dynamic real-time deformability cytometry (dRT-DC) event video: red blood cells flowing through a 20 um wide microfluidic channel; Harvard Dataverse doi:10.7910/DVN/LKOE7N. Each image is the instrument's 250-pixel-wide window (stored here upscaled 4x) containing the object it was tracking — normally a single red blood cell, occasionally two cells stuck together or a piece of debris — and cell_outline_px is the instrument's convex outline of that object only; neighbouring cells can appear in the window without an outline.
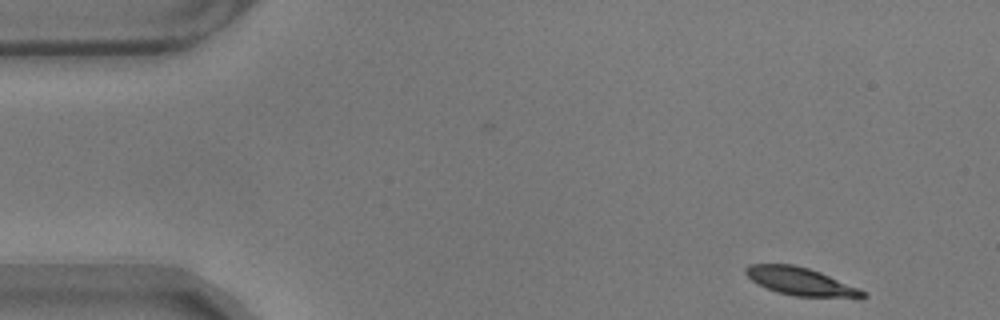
{"species": "common noctule bat (a hibernating species)", "species_latin": "Nyctalus noctula", "temperature_condition": "warm", "stored_images_in_passage": 53, "camera_frame_rate_fps": 3000, "um_per_image_px": 0.085, "animal": {"sex": "male", "body_mass_g": 17.9}, "frame": {"image": 1, "passage_image": 1, "time_ms": 0.0, "image_size_px": [1000, 320], "cell_outline_px": [[868, 296], [860, 300], [792, 296], [776, 292], [756, 284], [744, 272], [744, 268], [748, 264], [792, 264], [808, 268], [820, 272], [860, 288], [868, 292]], "centroid_in_image_um": [68.17, 23.98], "position_along_channel_um": 16.8, "area_um2": 19.88}}
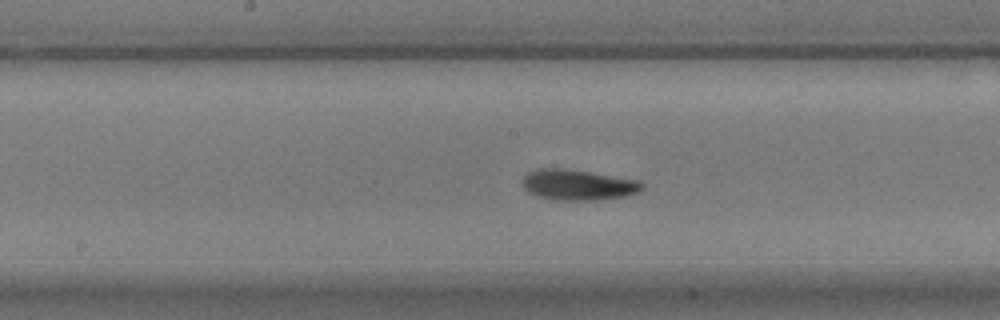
{"frame": {"image": 2, "passage_image": 25, "time_ms": 8.0, "image_size_px": [1000, 320], "cell_outline_px": [[644, 188], [640, 192], [624, 196], [596, 200], [552, 200], [528, 192], [520, 184], [524, 176], [528, 172], [540, 168], [564, 168], [640, 180], [644, 184]], "centroid_in_image_um": [49.13, 15.71], "position_along_channel_um": 199.1, "area_um2": 21.5}}
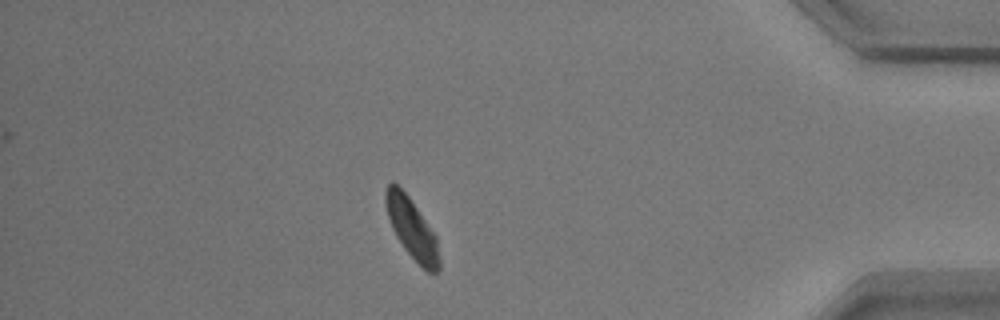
{"frame": {"image": 3, "passage_image": 46, "time_ms": 15.0, "image_size_px": [1000, 320], "cell_outline_px": [[440, 268], [436, 272], [428, 272], [404, 248], [396, 236], [392, 228], [388, 216], [384, 200], [384, 192], [388, 184], [392, 180], [408, 196], [436, 236], [440, 260]], "centroid_in_image_um": [34.99, 19.41], "position_along_channel_um": 400.2, "area_um2": 18.44}, "authors_computed_cell_mechanics": {"area_um2": 20.0566, "velocity_mm_per_s": 3.4642, "shape_relaxation_time_tau1_ms": 2.5998, "shape_relaxation_time_tau2_ms": 4.4583, "deformation_change_tau1": 0.1359, "deformation_change_tau2": 0.1054}}